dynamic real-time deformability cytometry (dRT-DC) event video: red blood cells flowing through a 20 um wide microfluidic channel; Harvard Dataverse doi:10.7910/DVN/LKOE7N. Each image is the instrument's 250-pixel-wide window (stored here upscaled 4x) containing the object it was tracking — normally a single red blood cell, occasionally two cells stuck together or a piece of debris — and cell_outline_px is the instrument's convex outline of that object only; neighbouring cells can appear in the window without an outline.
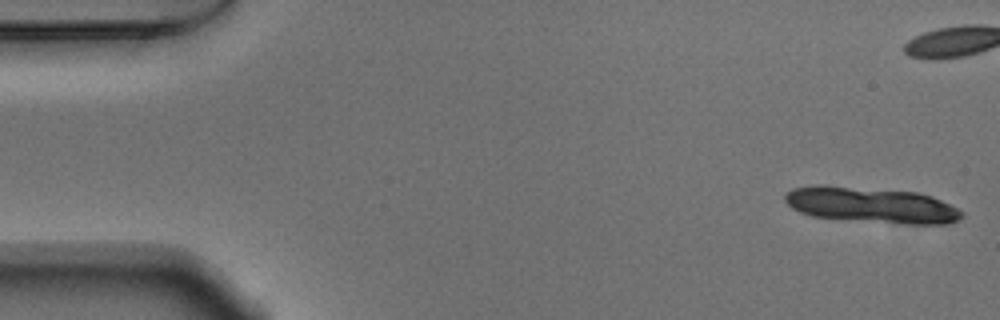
{"species": "Egyptian fruit bat (a non-hibernating species)", "species_latin": "Rousettus aegyptiacus", "temperature_condition": "warm", "stored_images_in_passage": 11, "camera_frame_rate_fps": 3000, "um_per_image_px": 0.085, "animal": {"sex": "male"}, "frame": {"image": 1, "passage_image": 1, "time_ms": 0.0, "image_size_px": [1000, 320], "cell_outline_px": [[964, 216], [948, 224], [900, 224], [812, 216], [800, 212], [792, 208], [784, 200], [784, 196], [792, 188], [820, 184], [916, 192], [932, 196], [964, 212]], "centroid_in_image_um": [74.05, 17.43], "position_along_channel_um": 10.9, "area_um2": 36.76}}